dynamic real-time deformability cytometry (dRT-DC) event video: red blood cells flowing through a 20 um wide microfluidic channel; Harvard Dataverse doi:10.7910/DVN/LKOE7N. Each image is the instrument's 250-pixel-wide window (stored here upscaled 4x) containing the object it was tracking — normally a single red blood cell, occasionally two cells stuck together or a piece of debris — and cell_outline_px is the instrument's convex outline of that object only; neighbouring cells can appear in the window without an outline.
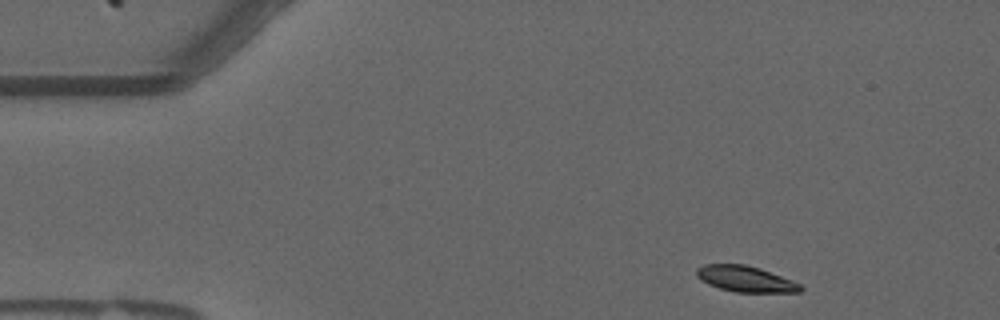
{"species": "common noctule bat (a hibernating species)", "species_latin": "Nyctalus noctula", "temperature_condition": "warm", "stored_images_in_passage": 50, "camera_frame_rate_fps": 3000, "um_per_image_px": 0.085, "animal": {"sex": "male", "forearm_length_mm": 52.5}, "frame": {"image": 1, "passage_image": 1, "time_ms": 0.0, "image_size_px": [1000, 320], "cell_outline_px": [[804, 288], [800, 292], [736, 292], [720, 288], [708, 284], [700, 280], [696, 276], [696, 268], [704, 264], [744, 264], [760, 268], [792, 280], [800, 284]], "centroid_in_image_um": [63.35, 23.7], "position_along_channel_um": 21.7, "area_um2": 15.72}}
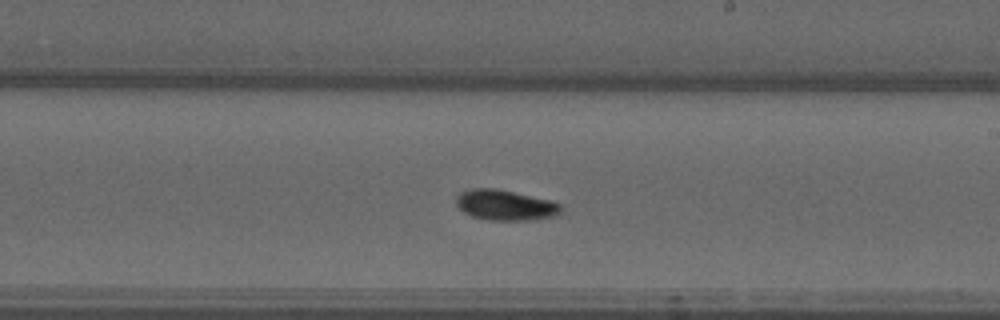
{"frame": {"image": 2, "passage_image": 26, "time_ms": 8.333, "image_size_px": [1000, 320], "cell_outline_px": [[560, 216], [536, 220], [488, 220], [472, 216], [464, 212], [456, 204], [456, 196], [460, 192], [472, 188], [496, 188], [552, 200], [560, 204]], "centroid_in_image_um": [42.98, 17.44], "position_along_channel_um": 246.0, "area_um2": 18.84}}
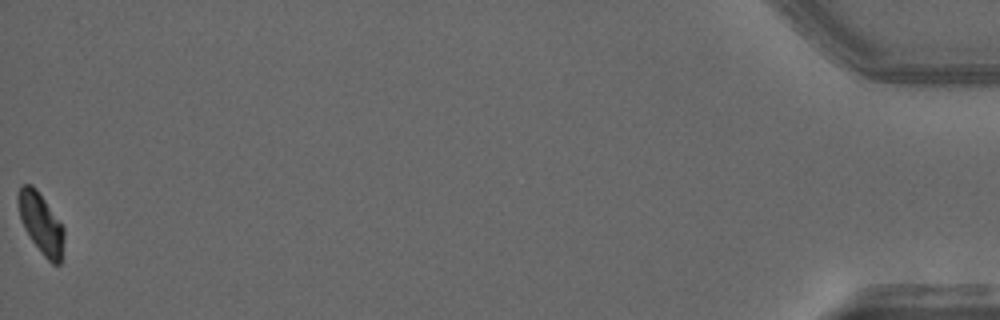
{"frame": {"image": 3, "passage_image": 50, "time_ms": 16.333, "image_size_px": [1000, 320], "cell_outline_px": [[64, 240], [60, 264], [52, 264], [44, 256], [32, 240], [24, 228], [20, 216], [16, 200], [16, 196], [20, 184], [32, 184], [36, 188], [64, 228]], "centroid_in_image_um": [3.46, 18.95], "position_along_channel_um": 431.7, "area_um2": 16.13}, "authors_computed_cell_mechanics": {"area_um2": 17.5134, "velocity_mm_per_s": 3.6457, "shape_relaxation_time_tau1_ms": 4.7089, "shape_relaxation_time_tau2_ms": null, "deformation_change_tau1": 0.1553, "deformation_change_tau2": null}}